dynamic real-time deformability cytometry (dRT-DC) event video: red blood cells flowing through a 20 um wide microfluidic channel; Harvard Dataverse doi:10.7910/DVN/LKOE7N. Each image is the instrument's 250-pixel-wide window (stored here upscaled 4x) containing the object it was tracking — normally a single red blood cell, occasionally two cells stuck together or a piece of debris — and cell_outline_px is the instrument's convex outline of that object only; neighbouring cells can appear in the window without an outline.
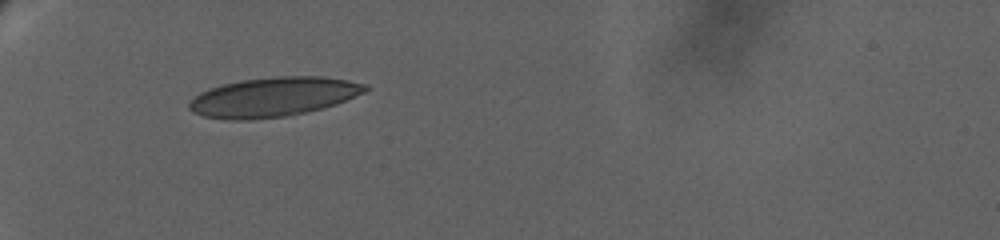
{"species": "human", "species_latin": "Homo sapiens", "temperature_condition": "warm", "stored_images_in_passage": 73, "camera_frame_rate_fps": 3000, "um_per_image_px": 0.085, "donor": {"sex": "female"}, "frame": {"image": 1, "passage_image": 1, "time_ms": 0.0, "image_size_px": [1000, 240], "cell_outline_px": [[372, 88], [364, 92], [336, 104], [304, 112], [284, 116], [248, 120], [228, 120], [204, 116], [192, 112], [188, 108], [188, 104], [200, 92], [208, 88], [240, 80], [276, 76], [324, 76], [348, 80], [368, 84]], "centroid_in_image_um": [23.24, 8.23], "position_along_channel_um": 61.8, "area_um2": 40.4}}
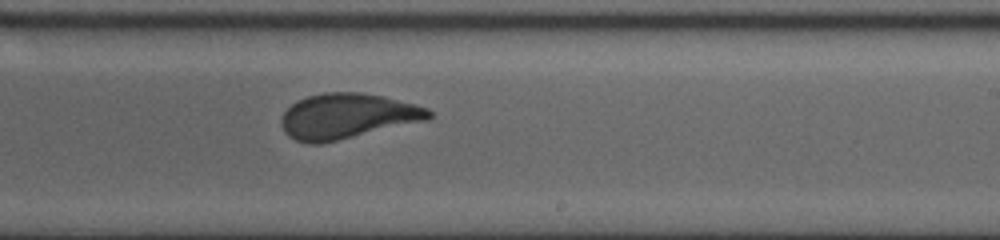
{"frame": {"image": 2, "passage_image": 37, "time_ms": 7.667, "image_size_px": [1000, 240], "cell_outline_px": [[432, 116], [428, 120], [320, 144], [308, 144], [296, 140], [288, 136], [284, 132], [280, 124], [280, 120], [284, 112], [296, 100], [308, 96], [324, 92], [360, 92], [384, 96], [416, 104], [428, 108], [432, 112]], "centroid_in_image_um": [29.51, 9.87], "position_along_channel_um": 259.5, "area_um2": 39.13}}
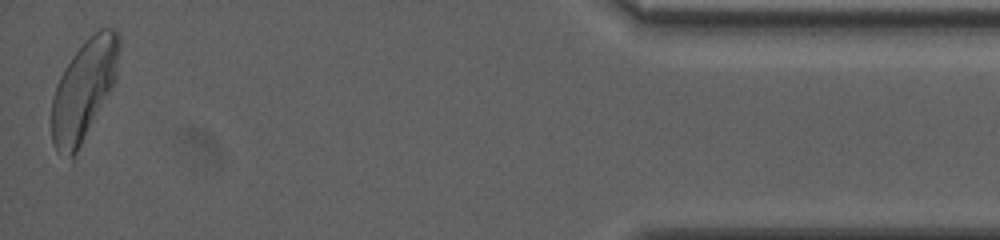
{"frame": {"image": 3, "passage_image": 73, "time_ms": 15.667, "image_size_px": [1000, 240], "cell_outline_px": [[120, 48], [116, 76], [72, 164], [56, 152], [52, 144], [52, 100], [56, 84], [64, 68], [72, 56], [100, 28], [116, 28], [120, 32]], "centroid_in_image_um": [7.1, 7.72], "position_along_channel_um": 428.1, "area_um2": 39.25}, "authors_computed_cell_mechanics": {"area_um2": 38.8994, "velocity_mm_per_s": 2.8644, "shape_relaxation_time_tau1_ms": 6.8156, "shape_relaxation_time_tau2_ms": null, "deformation_change_tau1": 0.191, "deformation_change_tau2": null}}